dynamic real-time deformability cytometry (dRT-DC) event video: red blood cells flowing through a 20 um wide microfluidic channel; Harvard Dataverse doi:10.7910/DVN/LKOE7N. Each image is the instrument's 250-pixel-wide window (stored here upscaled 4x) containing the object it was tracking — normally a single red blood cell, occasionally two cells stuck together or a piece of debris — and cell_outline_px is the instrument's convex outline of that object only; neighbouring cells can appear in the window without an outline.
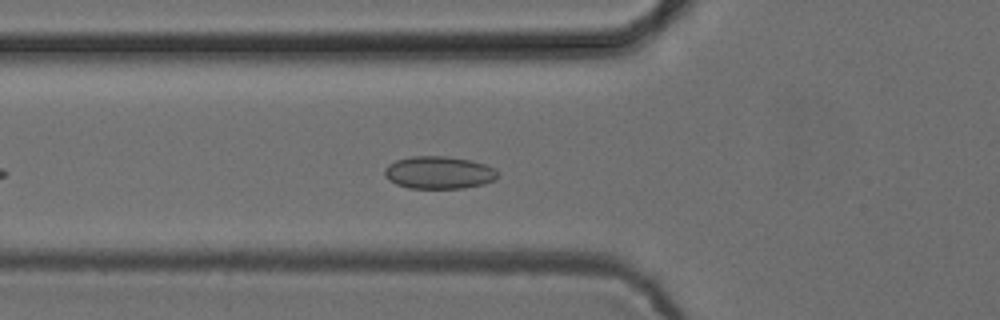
{"species": "common noctule bat (a hibernating species)", "species_latin": "Nyctalus noctula", "temperature_condition": "cold", "stored_images_in_passage": 38, "camera_frame_rate_fps": 3000, "um_per_image_px": 0.085, "animal": {"sex": "female", "body_mass_g": 24.6, "forearm_length_mm": 56.2}, "frame": {"image": 1, "passage_image": 8, "time_ms": 2.333, "image_size_px": [1000, 320], "cell_outline_px": [[500, 176], [496, 180], [484, 184], [464, 188], [408, 188], [396, 184], [388, 180], [384, 176], [384, 168], [388, 164], [396, 160], [412, 156], [444, 156], [472, 160], [496, 168]], "centroid_in_image_um": [37.32, 14.67], "position_along_channel_um": 88.5, "area_um2": 21.79}}
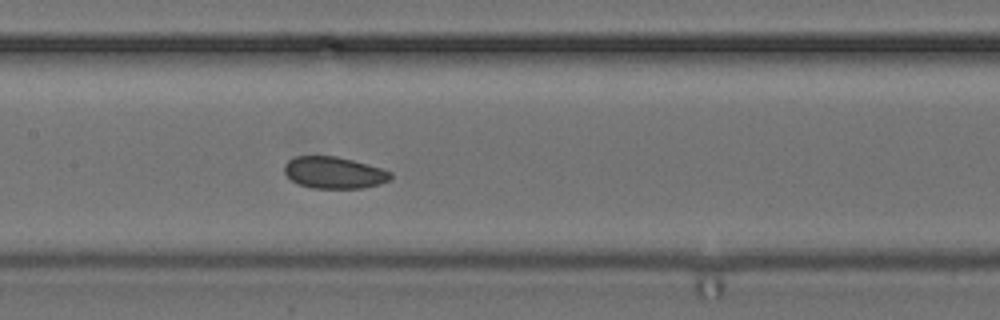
{"frame": {"image": 2, "passage_image": 15, "time_ms": 4.667, "image_size_px": [1000, 320], "cell_outline_px": [[392, 180], [380, 184], [364, 188], [312, 188], [300, 184], [292, 180], [284, 172], [284, 164], [288, 160], [296, 156], [336, 156], [352, 160], [380, 168], [392, 172]], "centroid_in_image_um": [28.41, 14.68], "position_along_channel_um": 179.0, "area_um2": 19.65}}
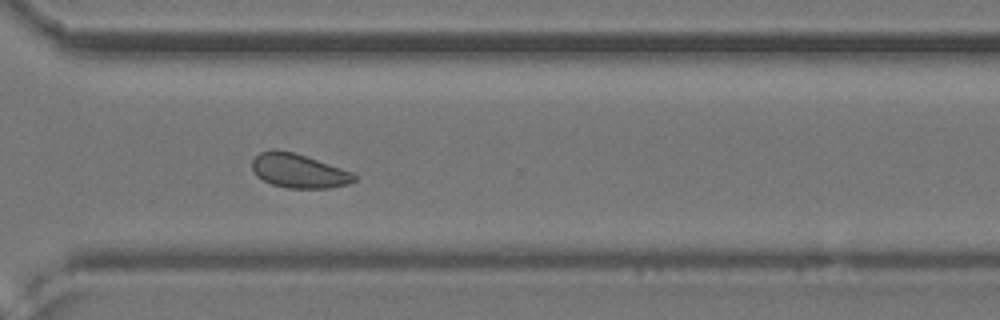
{"frame": {"image": 3, "passage_image": 28, "time_ms": 9.0, "image_size_px": [1000, 320], "cell_outline_px": [[356, 180], [348, 184], [328, 188], [288, 188], [272, 184], [256, 176], [252, 168], [252, 160], [260, 152], [272, 148], [292, 152], [352, 172], [356, 176]], "centroid_in_image_um": [25.35, 14.52], "position_along_channel_um": 345.2, "area_um2": 20.06}, "authors_computed_cell_mechanics": {"area_um2": 19.9988, "velocity_mm_per_s": 3.87, "shape_relaxation_time_tau1_ms": null, "shape_relaxation_time_tau2_ms": 3.3664, "deformation_change_tau1": null, "deformation_change_tau2": 0.0628}}